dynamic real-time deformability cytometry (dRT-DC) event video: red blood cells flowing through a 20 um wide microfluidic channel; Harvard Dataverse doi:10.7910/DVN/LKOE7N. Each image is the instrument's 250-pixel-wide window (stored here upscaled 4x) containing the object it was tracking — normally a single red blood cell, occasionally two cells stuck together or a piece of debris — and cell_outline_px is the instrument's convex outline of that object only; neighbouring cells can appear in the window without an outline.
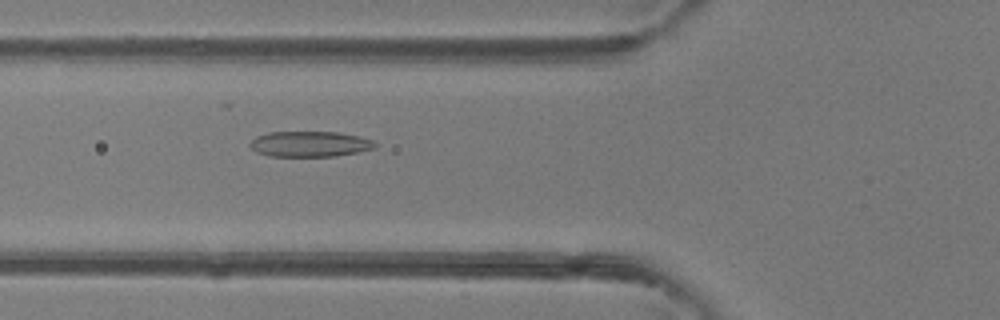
{"species": "common noctule bat (a hibernating species)", "species_latin": "Nyctalus noctula", "temperature_condition": "room temperature", "stored_images_in_passage": 48, "camera_frame_rate_fps": 3000, "um_per_image_px": 0.085, "animal": {"sex": "female"}, "frame": {"image": 1, "passage_image": 18, "time_ms": 5.667, "image_size_px": [1000, 320], "cell_outline_px": [[376, 148], [336, 156], [268, 156], [256, 152], [248, 144], [256, 136], [268, 132], [336, 132], [360, 136], [372, 140], [376, 144]], "centroid_in_image_um": [26.32, 12.24], "position_along_channel_um": 99.5, "area_um2": 18.61}}
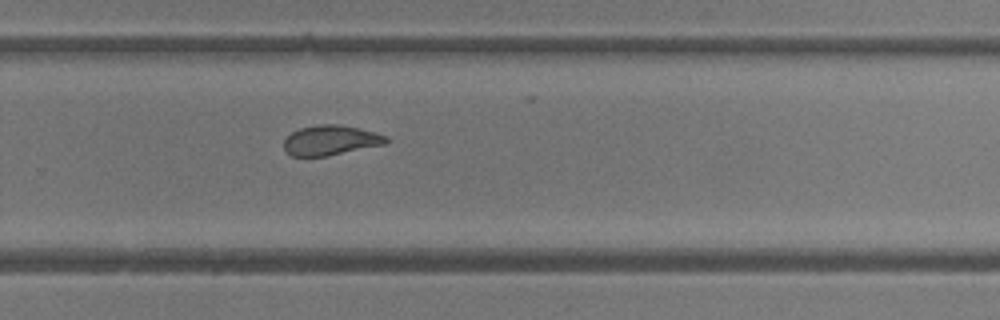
{"frame": {"image": 2, "passage_image": 32, "time_ms": 10.333, "image_size_px": [1000, 320], "cell_outline_px": [[388, 140], [384, 144], [328, 156], [292, 156], [284, 148], [284, 140], [292, 132], [300, 128], [320, 124], [336, 124], [376, 132], [388, 136]], "centroid_in_image_um": [28.1, 11.92], "position_along_channel_um": 301.7, "area_um2": 17.63}}
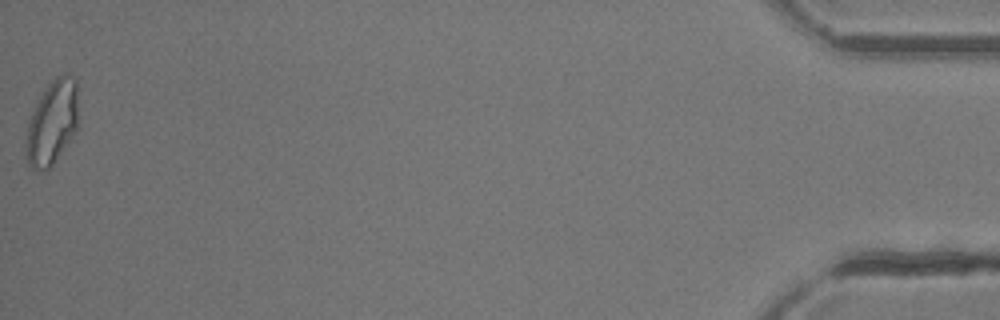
{"frame": {"image": 3, "passage_image": 48, "time_ms": 15.667, "image_size_px": [1000, 320], "cell_outline_px": [[76, 132], [52, 164], [44, 172], [36, 172], [28, 164], [28, 120], [36, 100], [48, 84], [56, 76], [64, 72], [68, 72], [76, 80]], "centroid_in_image_um": [4.43, 10.37], "position_along_channel_um": 430.8, "area_um2": 25.32}, "authors_computed_cell_mechanics": {"area_um2": 20.1433, "velocity_mm_per_s": 4.3318, "shape_relaxation_time_tau1_ms": 9.3571, "shape_relaxation_time_tau2_ms": 1.4487, "deformation_change_tau1": 0.2439, "deformation_change_tau2": 0.088}}